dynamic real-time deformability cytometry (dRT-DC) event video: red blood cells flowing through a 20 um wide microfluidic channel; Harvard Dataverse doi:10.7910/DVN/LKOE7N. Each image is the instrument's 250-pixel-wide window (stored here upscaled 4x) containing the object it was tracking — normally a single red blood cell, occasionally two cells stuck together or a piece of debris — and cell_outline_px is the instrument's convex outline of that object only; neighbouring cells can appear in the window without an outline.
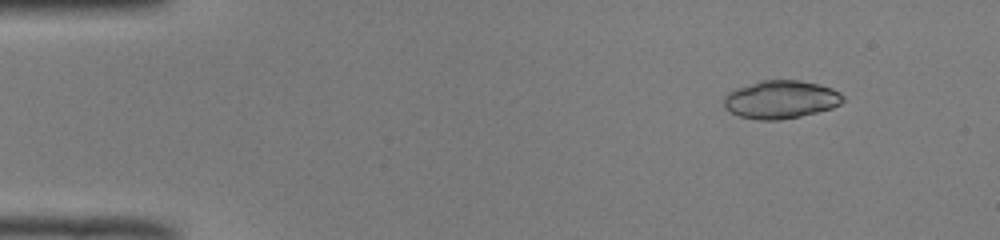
{"species": "common noctule bat (a hibernating species)", "species_latin": "Nyctalus noctula", "temperature_condition": "room temperature", "stored_images_in_passage": 51, "camera_frame_rate_fps": 3000, "um_per_image_px": 0.085, "animal": {"sex": "male", "body_mass_g": 19.0, "forearm_length_mm": 50.8}, "frame": {"image": 1, "passage_image": 6, "time_ms": 1.667, "image_size_px": [1000, 240], "cell_outline_px": [[844, 100], [840, 104], [832, 108], [800, 116], [780, 120], [760, 120], [740, 116], [724, 108], [724, 96], [728, 92], [736, 88], [760, 80], [800, 80], [820, 84], [832, 88], [840, 92], [844, 96]], "centroid_in_image_um": [66.38, 8.45], "position_along_channel_um": 18.6, "area_um2": 26.53}}